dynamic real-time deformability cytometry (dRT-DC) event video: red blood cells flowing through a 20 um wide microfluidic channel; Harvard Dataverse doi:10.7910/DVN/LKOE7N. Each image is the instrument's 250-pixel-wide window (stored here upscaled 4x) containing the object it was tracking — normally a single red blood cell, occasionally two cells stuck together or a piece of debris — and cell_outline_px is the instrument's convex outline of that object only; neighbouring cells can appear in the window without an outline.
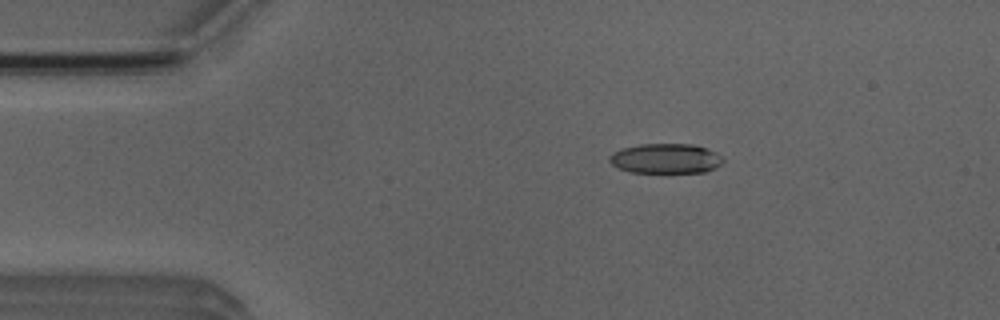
{"species": "Egyptian fruit bat (a non-hibernating species)", "species_latin": "Rousettus aegyptiacus", "temperature_condition": "room temperature", "stored_images_in_passage": 47, "camera_frame_rate_fps": 3000, "um_per_image_px": 0.085, "animal": {"sex": "male"}, "frame": {"image": 1, "passage_image": 5, "time_ms": 1.333, "image_size_px": [1000, 320], "cell_outline_px": [[724, 160], [716, 168], [704, 172], [632, 172], [620, 168], [612, 164], [608, 160], [608, 156], [612, 152], [620, 148], [640, 144], [692, 144], [716, 152], [724, 156]], "centroid_in_image_um": [56.58, 13.46], "position_along_channel_um": 28.4, "area_um2": 19.83}}
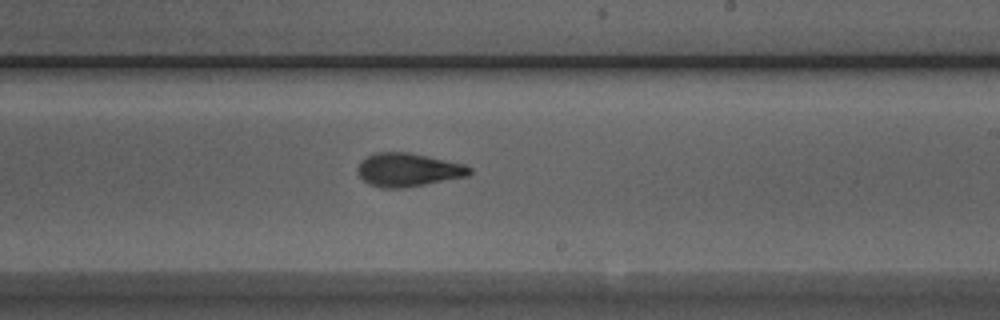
{"frame": {"image": 2, "passage_image": 26, "time_ms": 8.333, "image_size_px": [1000, 320], "cell_outline_px": [[472, 172], [468, 176], [404, 188], [380, 188], [368, 184], [356, 172], [356, 168], [368, 156], [376, 152], [408, 152], [464, 164], [472, 168]], "centroid_in_image_um": [34.69, 14.44], "position_along_channel_um": 254.3, "area_um2": 21.73}}
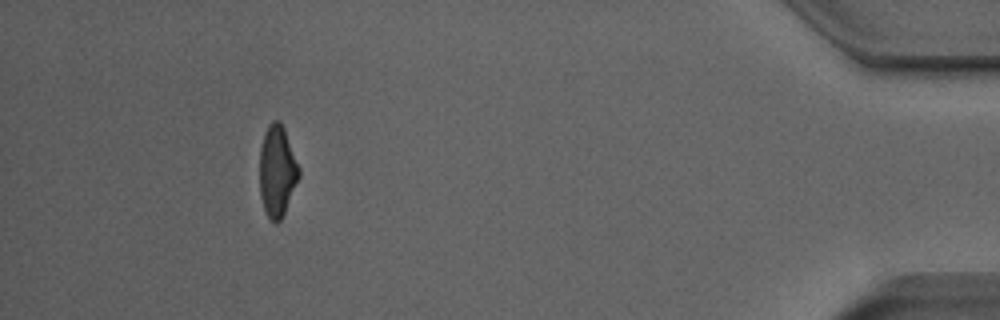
{"frame": {"image": 3, "passage_image": 43, "time_ms": 14.0, "image_size_px": [1000, 320], "cell_outline_px": [[300, 176], [284, 212], [280, 220], [276, 224], [268, 220], [260, 196], [260, 148], [268, 124], [272, 120], [280, 120], [284, 128], [300, 168]], "centroid_in_image_um": [23.56, 14.55], "position_along_channel_um": 411.6, "area_um2": 20.92}, "authors_computed_cell_mechanics": {"area_um2": 21.3282, "velocity_mm_per_s": 3.9686, "shape_relaxation_time_tau1_ms": 3.8795, "shape_relaxation_time_tau2_ms": 2.1985, "deformation_change_tau1": 0.1607, "deformation_change_tau2": 0.1007}}